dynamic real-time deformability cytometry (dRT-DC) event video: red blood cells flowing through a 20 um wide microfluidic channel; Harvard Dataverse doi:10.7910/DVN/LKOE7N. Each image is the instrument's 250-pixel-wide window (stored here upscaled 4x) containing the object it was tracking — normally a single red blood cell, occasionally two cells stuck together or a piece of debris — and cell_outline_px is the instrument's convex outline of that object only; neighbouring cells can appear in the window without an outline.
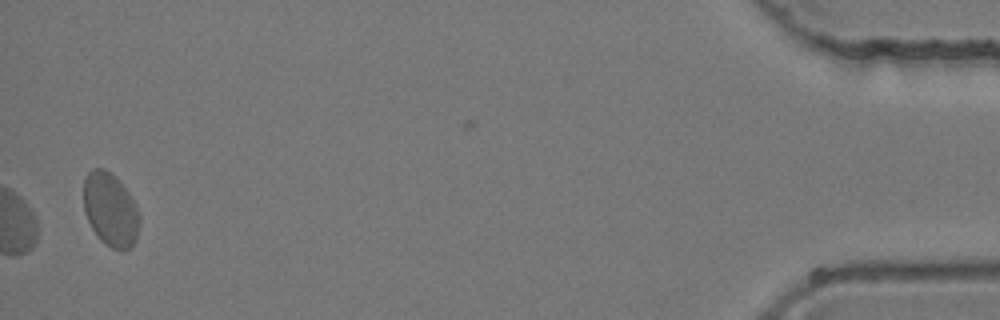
{"species": "common noctule bat (a hibernating species)", "species_latin": "Nyctalus noctula", "temperature_condition": "room temperature", "stored_images_in_passage": 29, "camera_frame_rate_fps": 3000, "um_per_image_px": 0.085, "animal": {"sex": "female", "body_mass_g": 24.6, "forearm_length_mm": 56.2}, "frame": {"image": 1, "passage_image": 29, "time_ms": 9.333, "image_size_px": [1000, 320], "cell_outline_px": [[140, 220], [136, 240], [128, 248], [120, 252], [112, 248], [100, 240], [92, 228], [84, 212], [84, 180], [88, 172], [92, 168], [104, 168], [128, 192], [136, 204], [140, 216]], "centroid_in_image_um": [9.39, 17.85], "position_along_channel_um": 425.8, "area_um2": 23.76}}